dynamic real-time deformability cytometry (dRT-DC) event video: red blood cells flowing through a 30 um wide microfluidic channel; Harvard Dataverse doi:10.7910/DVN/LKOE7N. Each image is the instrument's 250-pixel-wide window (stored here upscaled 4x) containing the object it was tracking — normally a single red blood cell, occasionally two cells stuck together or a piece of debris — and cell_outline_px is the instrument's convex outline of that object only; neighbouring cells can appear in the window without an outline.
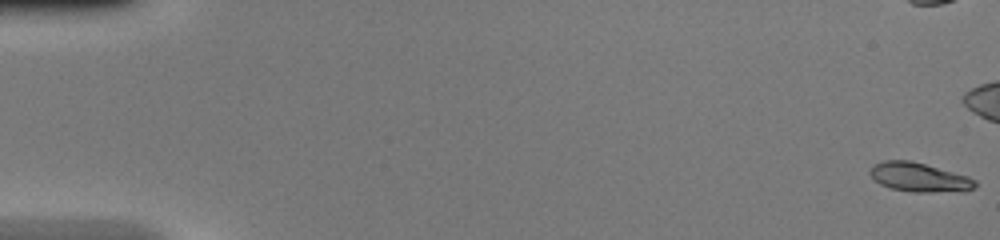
{"species": "common noctule bat (a hibernating species)", "species_latin": "Nyctalus noctula", "temperature_condition": "warm", "stored_images_in_passage": 40, "camera_frame_rate_fps": 3000, "um_per_image_px": 0.085, "animal": {"sex": "female", "body_mass_g": 20.0, "forearm_length_mm": 54.0}, "frame": {"image": 1, "passage_image": 1, "time_ms": 0.0, "image_size_px": [1000, 240], "cell_outline_px": [[976, 188], [964, 192], [912, 192], [888, 188], [880, 184], [868, 172], [876, 164], [884, 160], [908, 160], [924, 164], [968, 176], [976, 180]], "centroid_in_image_um": [78.18, 15.09], "position_along_channel_um": 6.8, "area_um2": 17.86}}